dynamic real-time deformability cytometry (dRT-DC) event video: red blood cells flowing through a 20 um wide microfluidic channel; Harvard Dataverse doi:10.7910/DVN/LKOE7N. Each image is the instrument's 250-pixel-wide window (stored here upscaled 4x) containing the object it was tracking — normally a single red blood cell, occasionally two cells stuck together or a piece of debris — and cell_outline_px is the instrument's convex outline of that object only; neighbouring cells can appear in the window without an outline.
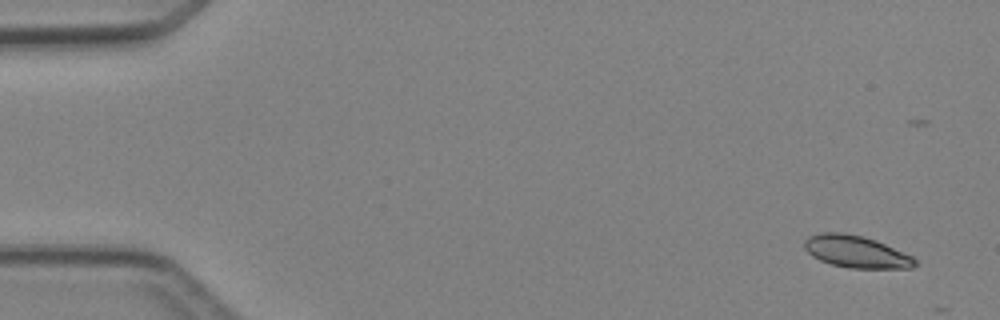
{"species": "Egyptian fruit bat (a non-hibernating species)", "species_latin": "Rousettus aegyptiacus", "temperature_condition": "cold", "stored_images_in_passage": 4, "camera_frame_rate_fps": 3000, "um_per_image_px": 0.085, "animal": {"sex": "female"}, "frame": {"image": 1, "passage_image": 1, "time_ms": 0.0, "image_size_px": [1000, 320], "cell_outline_px": [[920, 264], [912, 268], [848, 268], [832, 264], [820, 260], [812, 256], [804, 248], [804, 240], [808, 236], [820, 232], [844, 232], [864, 236], [884, 244], [912, 256]], "centroid_in_image_um": [72.76, 21.39], "position_along_channel_um": 12.2, "area_um2": 20.75}}
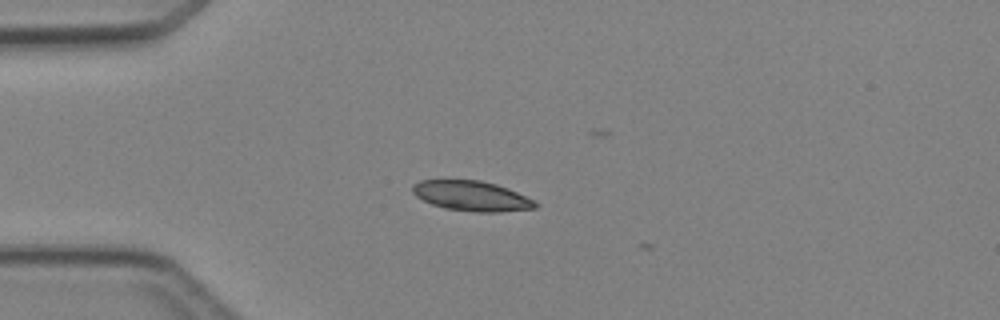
{"frame": {"image": 2, "passage_image": 4, "time_ms": 3.333, "image_size_px": [1000, 320], "cell_outline_px": [[540, 204], [536, 208], [500, 212], [472, 212], [444, 208], [432, 204], [416, 196], [412, 192], [412, 184], [420, 180], [480, 180], [496, 184], [508, 188]], "centroid_in_image_um": [40.07, 16.66], "position_along_channel_um": 44.9, "area_um2": 21.5}}